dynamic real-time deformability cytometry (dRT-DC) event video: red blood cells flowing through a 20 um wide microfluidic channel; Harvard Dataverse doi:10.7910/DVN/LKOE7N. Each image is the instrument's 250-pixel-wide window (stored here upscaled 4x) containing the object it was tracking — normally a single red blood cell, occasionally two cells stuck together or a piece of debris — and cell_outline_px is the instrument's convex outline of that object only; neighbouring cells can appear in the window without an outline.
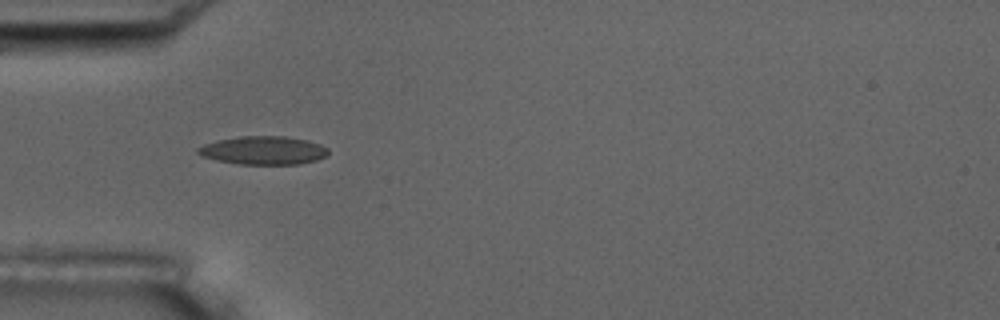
{"species": "common noctule bat (a hibernating species)", "species_latin": "Nyctalus noctula", "temperature_condition": "room temperature", "stored_images_in_passage": 5, "camera_frame_rate_fps": 3000, "um_per_image_px": 0.085, "animal": {"sex": "male", "body_mass_g": 17.5, "forearm_length_mm": 52.3}, "frame": {"image": 1, "passage_image": 5, "time_ms": 4.667, "image_size_px": [1000, 320], "cell_outline_px": [[328, 156], [316, 160], [300, 164], [236, 164], [216, 160], [200, 156], [196, 152], [196, 148], [204, 144], [220, 140], [240, 136], [284, 136], [308, 140], [320, 144], [328, 148]], "centroid_in_image_um": [22.39, 12.79], "position_along_channel_um": 62.6, "area_um2": 21.68}}